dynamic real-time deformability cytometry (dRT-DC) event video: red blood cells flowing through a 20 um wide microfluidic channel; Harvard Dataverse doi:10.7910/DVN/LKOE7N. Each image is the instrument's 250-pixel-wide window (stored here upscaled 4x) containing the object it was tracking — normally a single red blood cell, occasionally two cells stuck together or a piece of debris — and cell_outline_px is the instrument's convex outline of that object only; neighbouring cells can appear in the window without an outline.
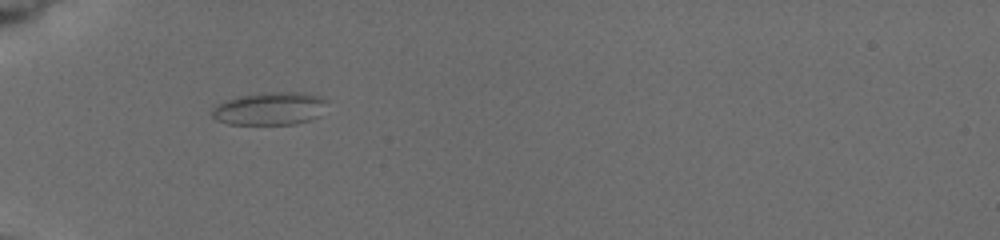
{"species": "common noctule bat (a hibernating species)", "species_latin": "Nyctalus noctula", "temperature_condition": "cold", "stored_images_in_passage": 8, "camera_frame_rate_fps": 3000, "um_per_image_px": 0.085, "animal": {"sex": "female", "body_mass_g": 19.5, "forearm_length_mm": 54.1}, "frame": {"image": 1, "passage_image": 7, "time_ms": 6.667, "image_size_px": [1000, 240], "cell_outline_px": [[324, 100], [320, 116], [312, 120], [296, 124], [228, 124], [216, 120], [212, 116], [212, 108], [228, 100], [240, 96], [276, 92], [296, 92], [316, 96]], "centroid_in_image_um": [22.9, 9.26], "position_along_channel_um": 62.1, "area_um2": 21.44}}
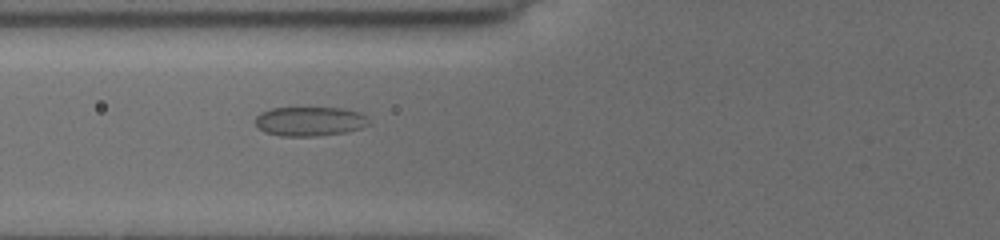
{"frame": {"image": 2, "passage_image": 8, "time_ms": 8.0, "image_size_px": [1000, 240], "cell_outline_px": [[372, 124], [348, 132], [316, 136], [280, 136], [264, 132], [256, 124], [256, 116], [260, 112], [272, 108], [344, 108], [360, 112], [368, 116]], "centroid_in_image_um": [26.39, 10.31], "position_along_channel_um": 99.4, "area_um2": 19.65}}